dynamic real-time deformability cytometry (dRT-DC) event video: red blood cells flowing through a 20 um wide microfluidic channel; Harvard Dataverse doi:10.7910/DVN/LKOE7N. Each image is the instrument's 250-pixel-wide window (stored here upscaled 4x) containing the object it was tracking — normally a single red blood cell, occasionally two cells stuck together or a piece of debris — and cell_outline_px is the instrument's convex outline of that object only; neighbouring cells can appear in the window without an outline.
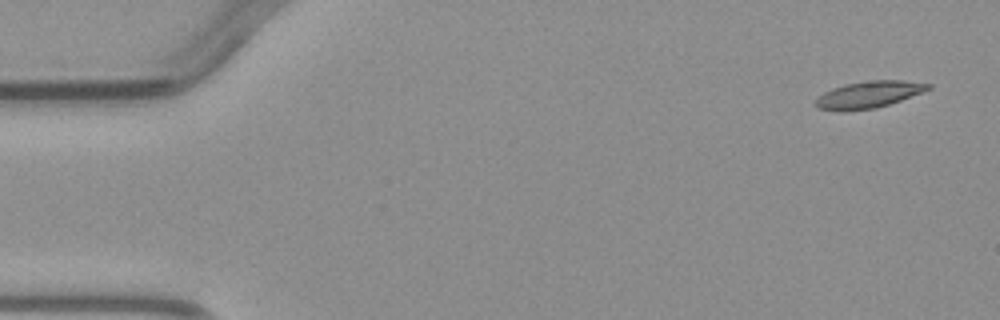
{"species": "common noctule bat (a hibernating species)", "species_latin": "Nyctalus noctula", "temperature_condition": "warm", "stored_images_in_passage": 4, "camera_frame_rate_fps": 3000, "um_per_image_px": 0.085, "animal": {"sex": "male", "body_mass_g": 23.1, "forearm_length_mm": 52.7}, "frame": {"image": 1, "passage_image": 1, "time_ms": 0.0, "image_size_px": [1000, 320], "cell_outline_px": [[932, 88], [900, 100], [876, 108], [848, 112], [840, 112], [816, 108], [812, 104], [824, 92], [832, 88], [844, 84], [872, 80], [904, 80], [932, 84]], "centroid_in_image_um": [73.78, 8.06], "position_along_channel_um": 11.2, "area_um2": 17.8}}
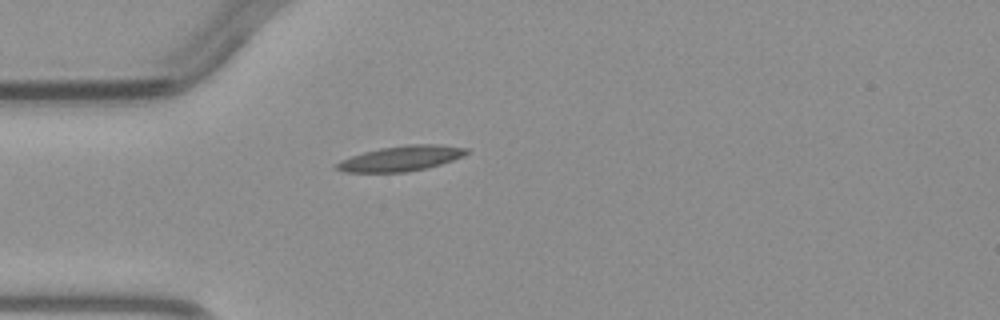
{"frame": {"image": 2, "passage_image": 4, "time_ms": 3.667, "image_size_px": [1000, 320], "cell_outline_px": [[468, 152], [464, 156], [440, 164], [424, 168], [404, 172], [344, 172], [332, 168], [332, 164], [340, 160], [364, 152], [380, 148], [408, 144], [440, 144], [468, 148]], "centroid_in_image_um": [34.04, 13.46], "position_along_channel_um": 51.0, "area_um2": 19.13}}